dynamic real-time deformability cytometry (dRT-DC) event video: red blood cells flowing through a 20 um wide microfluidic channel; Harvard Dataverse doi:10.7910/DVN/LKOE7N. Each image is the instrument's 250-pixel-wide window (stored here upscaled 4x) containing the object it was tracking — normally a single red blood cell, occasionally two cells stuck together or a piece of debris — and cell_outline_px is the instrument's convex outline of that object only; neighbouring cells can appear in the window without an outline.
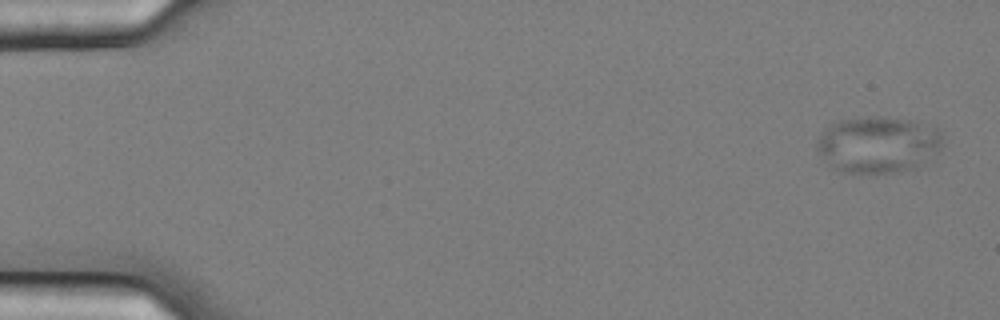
{"species": "common noctule bat (a hibernating species)", "species_latin": "Nyctalus noctula", "temperature_condition": "cold", "stored_images_in_passage": 10, "camera_frame_rate_fps": 3000, "um_per_image_px": 0.085, "animal": {"sex": "female", "body_mass_g": 25.1}, "frame": {"image": 1, "passage_image": 1, "time_ms": 0.0, "image_size_px": [1000, 320], "cell_outline_px": [[944, 144], [924, 164], [916, 168], [896, 172], [840, 172], [832, 168], [828, 164], [816, 148], [816, 144], [820, 136], [836, 120], [872, 116], [884, 116], [912, 120], [940, 128], [944, 136]], "centroid_in_image_um": [74.69, 12.27], "position_along_channel_um": 10.3, "area_um2": 41.79}}
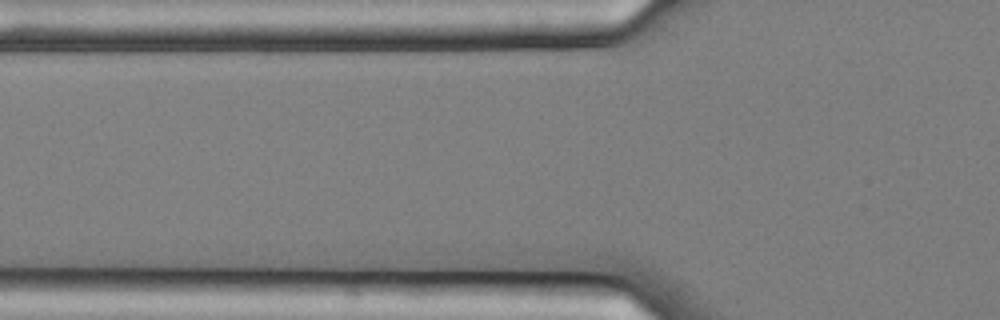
{"frame": {"image": 2, "passage_image": 9, "time_ms": 2.667, "image_size_px": [1000, 320], "cell_outline_px": [[632, 296], [608, 296], [432, 292], [416, 284], [416, 280], [424, 276], [584, 276], [612, 284], [624, 288]], "centroid_in_image_um": [44.37, 24.26], "position_along_channel_um": 81.4, "area_um2": 25.03}}